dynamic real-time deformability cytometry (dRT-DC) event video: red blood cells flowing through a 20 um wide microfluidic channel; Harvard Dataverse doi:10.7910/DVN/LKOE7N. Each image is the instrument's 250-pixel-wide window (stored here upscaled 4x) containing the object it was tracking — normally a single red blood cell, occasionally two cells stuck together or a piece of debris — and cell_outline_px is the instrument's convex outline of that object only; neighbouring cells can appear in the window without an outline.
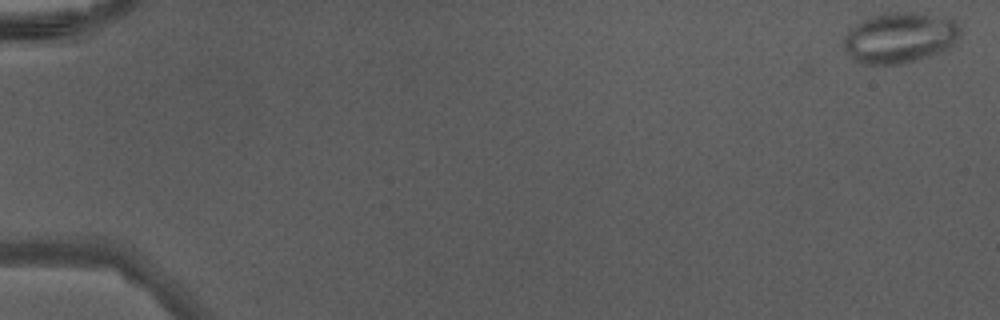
{"species": "Egyptian fruit bat (a non-hibernating species)", "species_latin": "Rousettus aegyptiacus", "temperature_condition": "warm", "stored_images_in_passage": 47, "camera_frame_rate_fps": 3000, "um_per_image_px": 0.085, "animal": {"sex": "male"}, "frame": {"image": 1, "passage_image": 1, "time_ms": 0.0, "image_size_px": [1000, 320], "cell_outline_px": [[960, 36], [948, 48], [928, 56], [916, 60], [900, 64], [860, 64], [852, 60], [848, 56], [844, 48], [844, 36], [848, 28], [868, 16], [892, 12], [924, 12], [944, 16], [952, 20], [960, 28]], "centroid_in_image_um": [76.43, 3.19], "position_along_channel_um": 8.6, "area_um2": 34.85}}
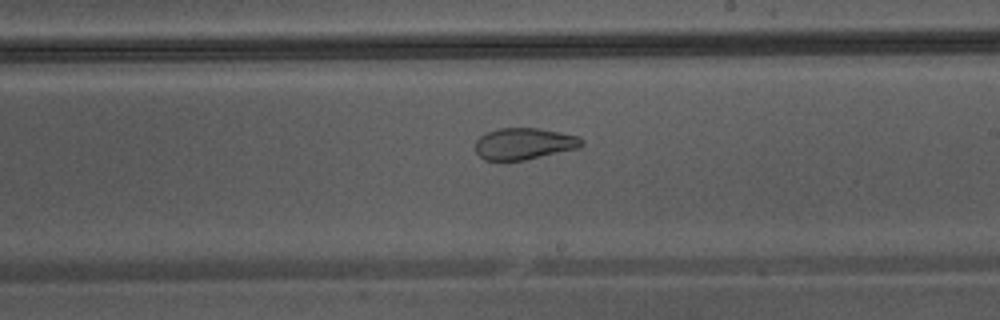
{"frame": {"image": 2, "passage_image": 29, "time_ms": 9.333, "image_size_px": [1000, 320], "cell_outline_px": [[584, 144], [580, 148], [524, 160], [484, 160], [476, 152], [476, 140], [480, 136], [488, 132], [500, 128], [536, 128], [560, 132], [576, 136], [584, 140]], "centroid_in_image_um": [44.56, 12.22], "position_along_channel_um": 244.4, "area_um2": 19.48}}
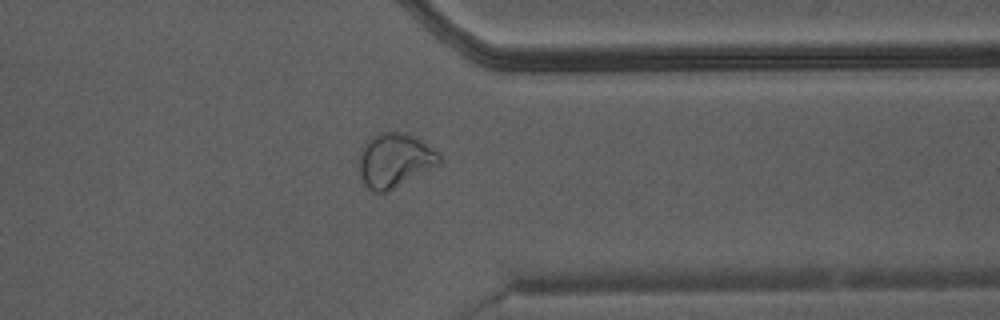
{"frame": {"image": 3, "passage_image": 38, "time_ms": 12.333, "image_size_px": [1000, 320], "cell_outline_px": [[444, 164], [388, 192], [376, 192], [368, 188], [364, 184], [360, 176], [360, 148], [372, 136], [380, 132], [400, 132], [416, 136], [440, 152], [444, 160]], "centroid_in_image_um": [33.64, 13.63], "position_along_channel_um": 377.8, "area_um2": 26.13}}